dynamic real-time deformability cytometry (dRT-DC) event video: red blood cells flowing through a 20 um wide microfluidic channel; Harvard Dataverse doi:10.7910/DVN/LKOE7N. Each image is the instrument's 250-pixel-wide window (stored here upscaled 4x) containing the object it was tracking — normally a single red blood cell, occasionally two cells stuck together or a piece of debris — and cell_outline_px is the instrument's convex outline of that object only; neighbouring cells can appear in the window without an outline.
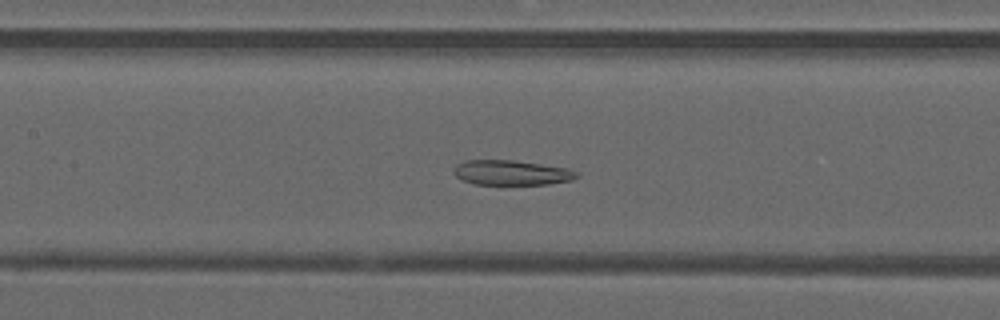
{"species": "common noctule bat (a hibernating species)", "species_latin": "Nyctalus noctula", "temperature_condition": "warm", "stored_images_in_passage": 47, "camera_frame_rate_fps": 3000, "um_per_image_px": 0.085, "animal": {"sex": "male", "forearm_length_mm": 52.5}, "frame": {"image": 1, "passage_image": 20, "time_ms": 6.333, "image_size_px": [1000, 320], "cell_outline_px": [[580, 176], [572, 180], [548, 184], [476, 184], [464, 180], [456, 176], [452, 172], [456, 164], [464, 160], [512, 160], [568, 168], [580, 172]], "centroid_in_image_um": [43.5, 14.67], "position_along_channel_um": 163.9, "area_um2": 17.86}}
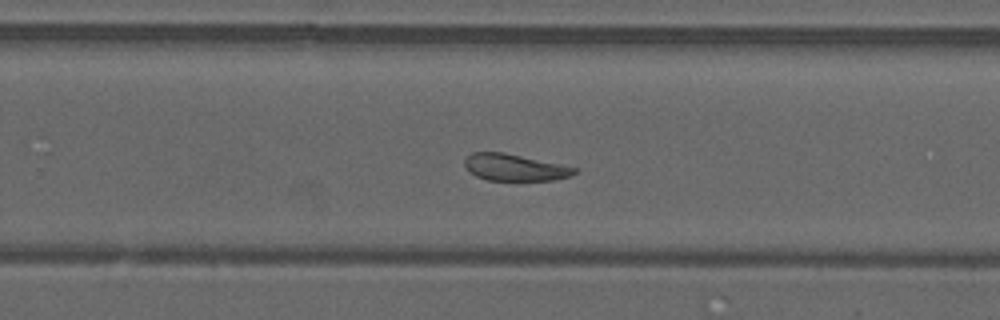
{"frame": {"image": 2, "passage_image": 29, "time_ms": 9.333, "image_size_px": [1000, 320], "cell_outline_px": [[576, 172], [572, 176], [552, 180], [488, 180], [476, 176], [464, 164], [464, 160], [472, 152], [504, 152], [576, 168]], "centroid_in_image_um": [43.73, 14.23], "position_along_channel_um": 286.1, "area_um2": 16.76}}
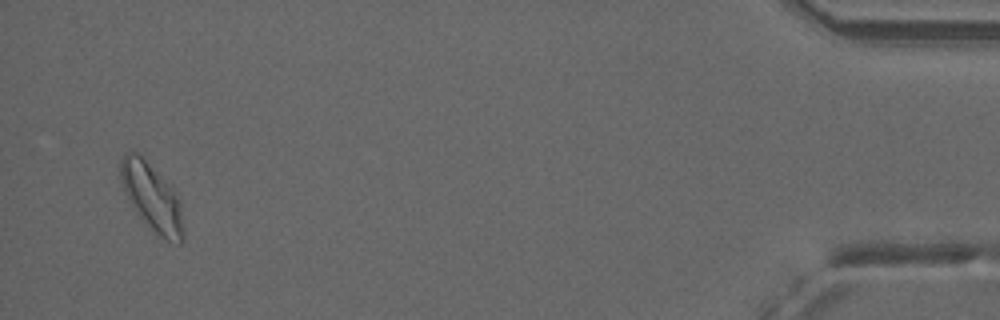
{"frame": {"image": 3, "passage_image": 45, "time_ms": 14.667, "image_size_px": [1000, 320], "cell_outline_px": [[184, 240], [180, 244], [156, 236], [132, 208], [124, 188], [120, 176], [120, 160], [124, 152], [132, 148], [140, 152], [172, 188], [180, 204], [184, 228]], "centroid_in_image_um": [12.89, 16.74], "position_along_channel_um": 422.3, "area_um2": 25.09}, "authors_computed_cell_mechanics": {"area_um2": 19.9988, "velocity_mm_per_s": 4.0985, "shape_relaxation_time_tau1_ms": null, "shape_relaxation_time_tau2_ms": 2.4501, "deformation_change_tau1": null, "deformation_change_tau2": 0.0873}}